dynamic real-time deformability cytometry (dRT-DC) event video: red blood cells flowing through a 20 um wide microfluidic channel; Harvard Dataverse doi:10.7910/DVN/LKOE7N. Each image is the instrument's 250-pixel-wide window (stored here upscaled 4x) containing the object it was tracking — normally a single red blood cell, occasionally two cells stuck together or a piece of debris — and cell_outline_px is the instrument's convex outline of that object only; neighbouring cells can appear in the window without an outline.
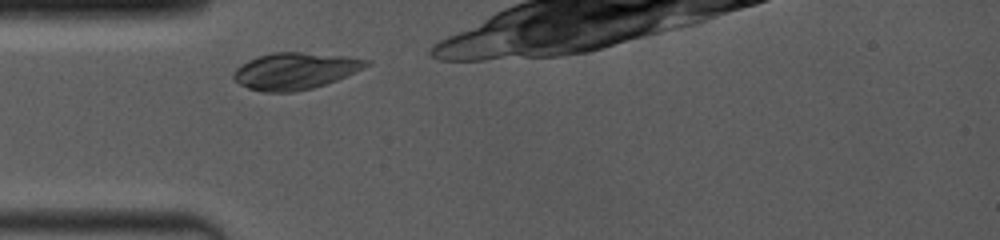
{"species": "common noctule bat (a hibernating species)", "species_latin": "Nyctalus noctula", "temperature_condition": "room temperature", "stored_images_in_passage": 5, "camera_frame_rate_fps": 4000, "um_per_image_px": 0.085, "animal": {"sex": "female", "body_mass_g": 19.0, "forearm_length_mm": 53.3}, "frame": {"image": 1, "passage_image": 1, "time_ms": 0.0, "image_size_px": [1000, 240], "cell_outline_px": [[372, 64], [336, 80], [312, 88], [292, 92], [264, 92], [248, 88], [232, 80], [232, 76], [236, 68], [248, 60], [272, 52], [300, 52], [344, 56], [372, 60]], "centroid_in_image_um": [25.07, 6.03], "position_along_channel_um": 59.9, "area_um2": 28.26}}
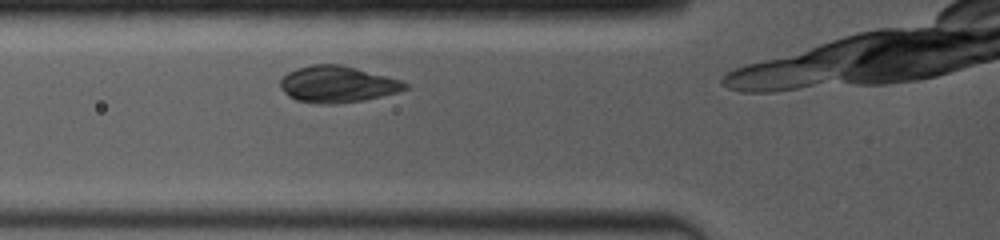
{"frame": {"image": 2, "passage_image": 3, "time_ms": 1.0, "image_size_px": [1000, 240], "cell_outline_px": [[412, 88], [364, 100], [336, 104], [320, 104], [296, 100], [288, 96], [280, 88], [280, 80], [288, 72], [296, 68], [312, 64], [340, 64], [356, 68], [400, 80], [408, 84]], "centroid_in_image_um": [28.66, 7.16], "position_along_channel_um": 97.1, "area_um2": 26.53}}